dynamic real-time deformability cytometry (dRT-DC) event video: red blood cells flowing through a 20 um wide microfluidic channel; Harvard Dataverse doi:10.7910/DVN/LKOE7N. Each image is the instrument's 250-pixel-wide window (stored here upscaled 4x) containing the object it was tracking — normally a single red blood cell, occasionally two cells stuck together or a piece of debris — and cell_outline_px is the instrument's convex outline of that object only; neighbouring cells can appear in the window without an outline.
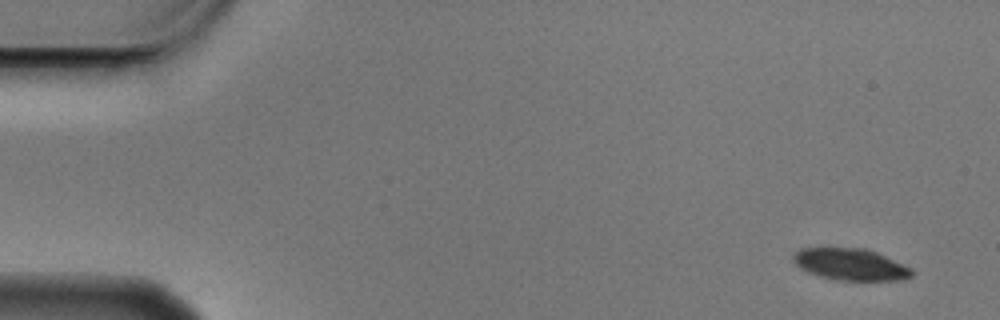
{"species": "Egyptian fruit bat (a non-hibernating species)", "species_latin": "Rousettus aegyptiacus", "temperature_condition": "cold", "stored_images_in_passage": 7, "camera_frame_rate_fps": 3000, "um_per_image_px": 0.085, "animal": {"sex": "male"}, "frame": {"image": 1, "passage_image": 1, "time_ms": 0.0, "image_size_px": [1000, 320], "cell_outline_px": [[912, 276], [904, 280], [836, 280], [820, 276], [808, 272], [800, 268], [792, 260], [792, 256], [800, 248], [864, 248], [876, 252], [904, 264], [912, 268]], "centroid_in_image_um": [72.3, 22.47], "position_along_channel_um": 12.7, "area_um2": 21.91}}
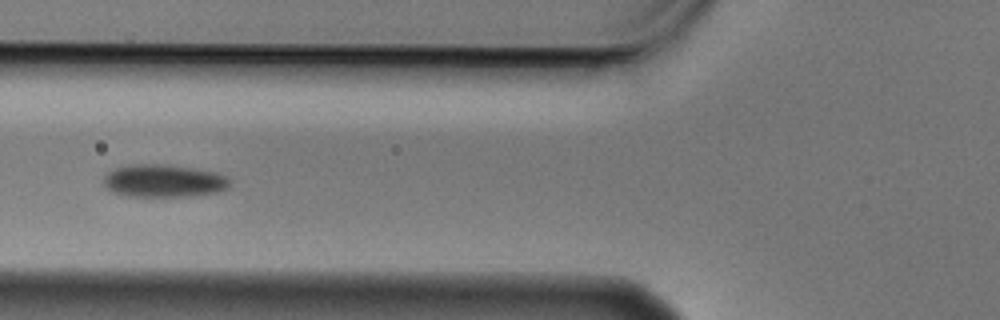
{"frame": {"image": 2, "passage_image": 6, "time_ms": 1.667, "image_size_px": [1000, 320], "cell_outline_px": [[228, 188], [216, 192], [184, 196], [128, 196], [112, 192], [104, 184], [104, 176], [108, 172], [116, 168], [132, 164], [164, 164], [192, 168], [216, 172], [224, 176], [228, 180]], "centroid_in_image_um": [13.87, 15.36], "position_along_channel_um": 111.9, "area_um2": 23.7}}
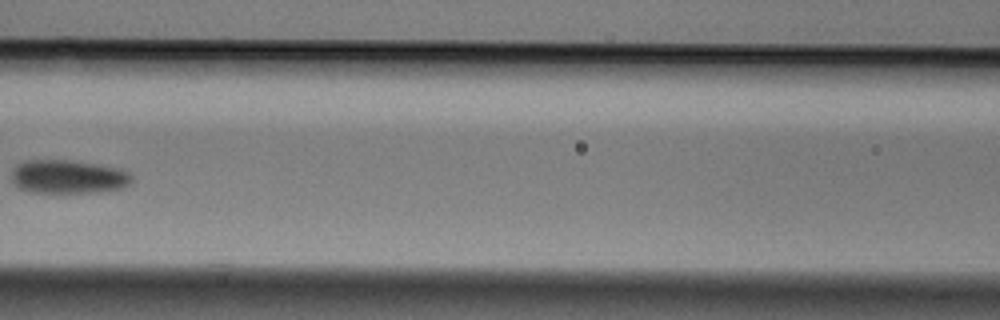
{"frame": {"image": 3, "passage_image": 7, "time_ms": 2.0, "image_size_px": [1000, 320], "cell_outline_px": [[132, 180], [128, 184], [120, 188], [88, 192], [32, 192], [20, 188], [12, 180], [12, 172], [16, 164], [28, 160], [68, 160], [120, 168], [132, 176]], "centroid_in_image_um": [5.76, 15.01], "position_along_channel_um": 160.8, "area_um2": 23.06}}